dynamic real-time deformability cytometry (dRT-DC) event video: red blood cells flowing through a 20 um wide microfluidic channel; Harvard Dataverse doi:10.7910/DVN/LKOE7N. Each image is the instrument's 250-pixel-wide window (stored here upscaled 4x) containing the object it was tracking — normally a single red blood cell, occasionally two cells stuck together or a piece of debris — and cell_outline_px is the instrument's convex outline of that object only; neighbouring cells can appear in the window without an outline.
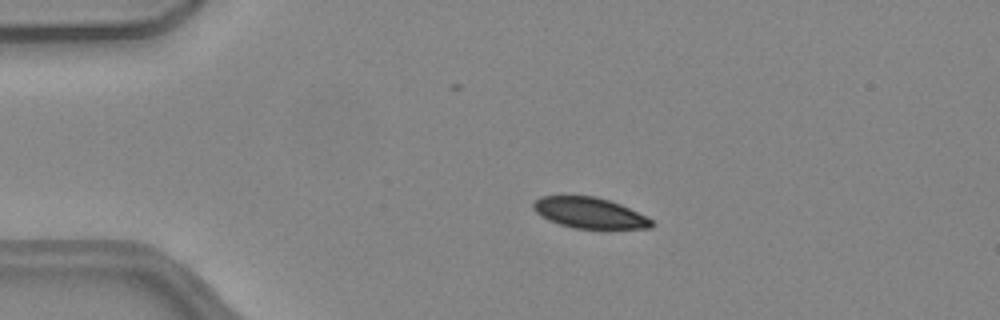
{"species": "common noctule bat (a hibernating species)", "species_latin": "Nyctalus noctula", "temperature_condition": "warm", "stored_images_in_passage": 51, "camera_frame_rate_fps": 3000, "um_per_image_px": 0.085, "animal": {"sex": "female", "body_mass_g": 24.6, "forearm_length_mm": 56.2}, "frame": {"image": 1, "passage_image": 11, "time_ms": 3.333, "image_size_px": [1000, 320], "cell_outline_px": [[656, 224], [652, 228], [572, 228], [548, 220], [540, 216], [532, 208], [532, 204], [540, 196], [596, 196], [620, 204], [648, 216]], "centroid_in_image_um": [50.12, 18.09], "position_along_channel_um": 34.9, "area_um2": 21.27}}
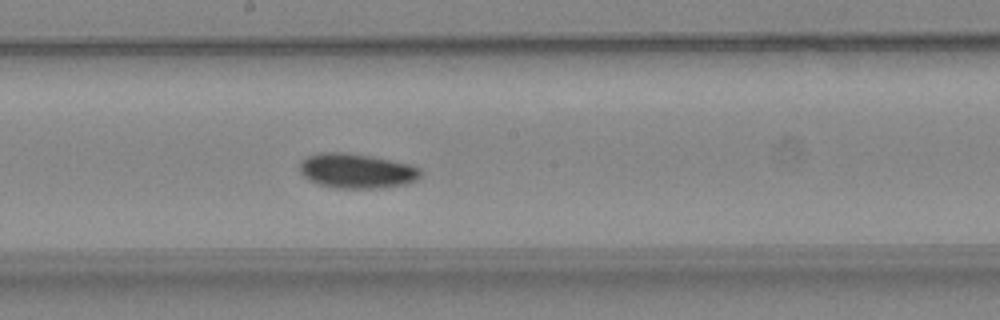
{"frame": {"image": 2, "passage_image": 28, "time_ms": 9.0, "image_size_px": [1000, 320], "cell_outline_px": [[420, 176], [416, 180], [408, 184], [380, 188], [336, 188], [316, 184], [308, 180], [300, 172], [300, 160], [308, 156], [320, 152], [340, 152], [372, 156], [408, 164], [420, 168]], "centroid_in_image_um": [30.28, 14.53], "position_along_channel_um": 217.9, "area_um2": 24.57}}
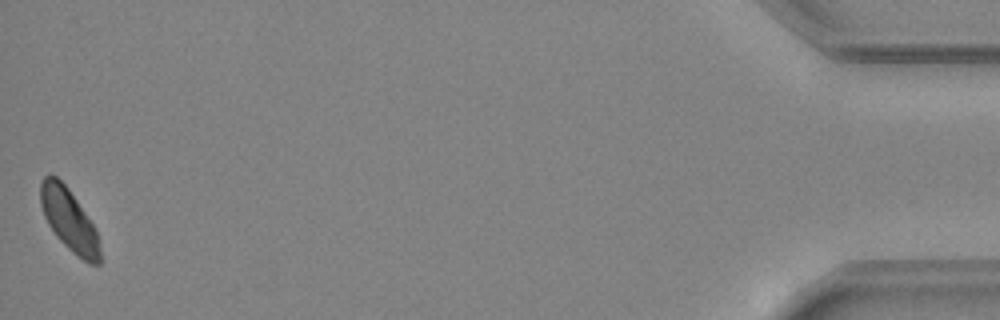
{"frame": {"image": 3, "passage_image": 51, "time_ms": 16.667, "image_size_px": [1000, 320], "cell_outline_px": [[100, 264], [88, 264], [76, 256], [56, 236], [48, 224], [44, 216], [40, 204], [40, 184], [44, 176], [56, 176], [68, 188], [92, 224], [96, 232], [100, 248]], "centroid_in_image_um": [5.85, 18.72], "position_along_channel_um": 429.3, "area_um2": 21.21}}